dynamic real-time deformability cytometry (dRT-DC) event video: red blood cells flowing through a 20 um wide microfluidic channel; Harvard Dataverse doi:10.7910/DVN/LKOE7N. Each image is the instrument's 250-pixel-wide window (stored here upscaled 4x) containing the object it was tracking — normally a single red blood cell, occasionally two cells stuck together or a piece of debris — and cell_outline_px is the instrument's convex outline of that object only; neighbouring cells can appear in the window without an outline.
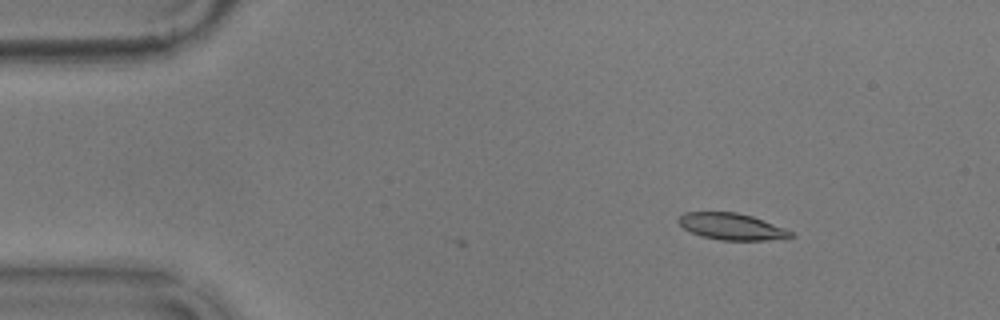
{"species": "common noctule bat (a hibernating species)", "species_latin": "Nyctalus noctula", "temperature_condition": "warm", "stored_images_in_passage": 4, "camera_frame_rate_fps": 3000, "um_per_image_px": 0.085, "animal": {"sex": "male", "body_mass_g": 17.9}, "frame": {"image": 1, "passage_image": 1, "time_ms": 0.0, "image_size_px": [1000, 320], "cell_outline_px": [[796, 236], [764, 240], [720, 240], [700, 236], [684, 228], [676, 220], [684, 212], [736, 212], [752, 216], [784, 228], [792, 232]], "centroid_in_image_um": [62.15, 19.25], "position_along_channel_um": 22.8, "area_um2": 17.22}}